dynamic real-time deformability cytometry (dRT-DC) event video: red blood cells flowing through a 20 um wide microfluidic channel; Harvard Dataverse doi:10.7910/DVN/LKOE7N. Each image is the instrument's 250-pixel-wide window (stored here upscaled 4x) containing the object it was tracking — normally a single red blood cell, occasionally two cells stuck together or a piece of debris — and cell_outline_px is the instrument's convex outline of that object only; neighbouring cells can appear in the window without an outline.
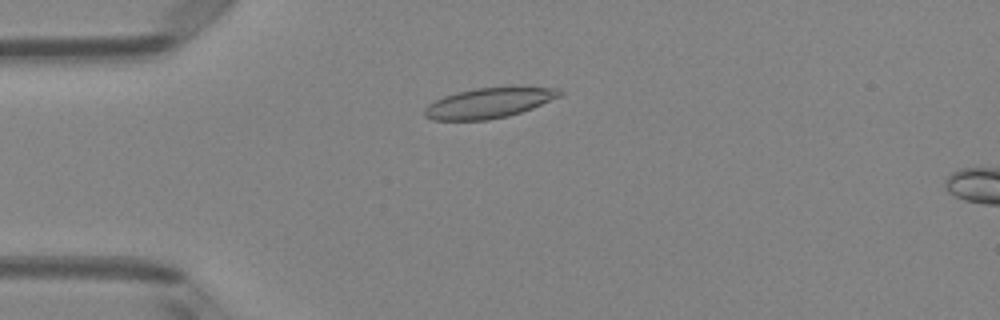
{"species": "Egyptian fruit bat (a non-hibernating species)", "species_latin": "Rousettus aegyptiacus", "temperature_condition": "room temperature", "stored_images_in_passage": 3, "camera_frame_rate_fps": 3000, "um_per_image_px": 0.085, "animal": {"sex": "female"}, "frame": {"image": 1, "passage_image": 2, "time_ms": 0.333, "image_size_px": [1000, 320], "cell_outline_px": [[564, 92], [560, 96], [532, 108], [508, 116], [488, 120], [432, 120], [424, 116], [424, 108], [428, 104], [444, 96], [456, 92], [476, 88], [512, 84], [556, 88]], "centroid_in_image_um": [41.6, 8.71], "position_along_channel_um": 43.4, "area_um2": 24.51}}